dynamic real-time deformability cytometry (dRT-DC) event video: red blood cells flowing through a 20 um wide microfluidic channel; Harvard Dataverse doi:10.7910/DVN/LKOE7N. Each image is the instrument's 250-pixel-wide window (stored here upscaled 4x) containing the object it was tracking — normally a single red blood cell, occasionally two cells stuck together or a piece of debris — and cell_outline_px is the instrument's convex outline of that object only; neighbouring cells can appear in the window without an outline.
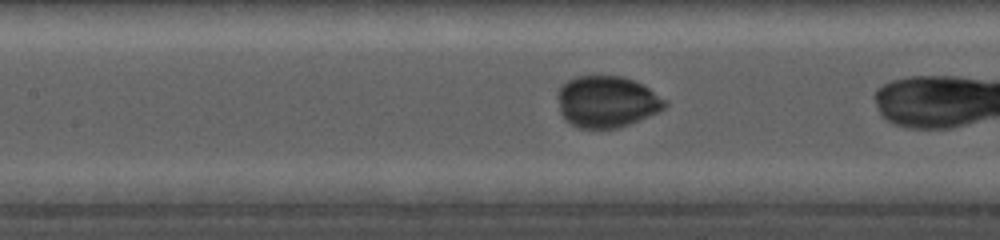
{"species": "common noctule bat (a hibernating species)", "species_latin": "Nyctalus noctula", "temperature_condition": "cold", "stored_images_in_passage": 22, "camera_frame_rate_fps": 5000, "um_per_image_px": 0.085, "animal": {"sex": "female", "body_mass_g": 19.0, "forearm_length_mm": 56.7}, "frame": {"image": 1, "passage_image": 7, "time_ms": 2.0, "image_size_px": [1000, 240], "cell_outline_px": [[668, 104], [664, 108], [656, 112], [628, 124], [616, 128], [580, 128], [564, 120], [560, 112], [556, 96], [560, 84], [576, 76], [620, 76], [632, 80], [648, 88], [668, 100]], "centroid_in_image_um": [51.53, 8.63], "position_along_channel_um": 155.9, "area_um2": 32.14}}
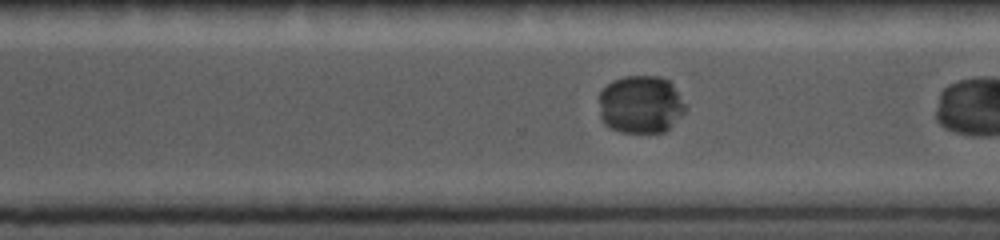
{"frame": {"image": 2, "passage_image": 17, "time_ms": 6.2, "image_size_px": [1000, 240], "cell_outline_px": [[688, 108], [664, 132], [620, 132], [608, 128], [604, 124], [600, 116], [600, 92], [612, 80], [624, 76], [660, 76], [668, 80], [672, 84], [688, 104]], "centroid_in_image_um": [54.47, 8.87], "position_along_channel_um": 316.1, "area_um2": 29.42}}
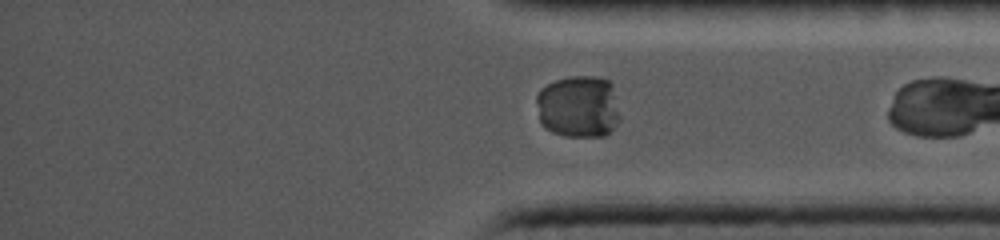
{"frame": {"image": 3, "passage_image": 22, "time_ms": 8.0, "image_size_px": [1000, 240], "cell_outline_px": [[620, 120], [604, 136], [564, 136], [552, 132], [540, 124], [536, 100], [536, 96], [540, 88], [556, 80], [572, 76], [596, 76], [608, 80], [612, 84], [620, 116]], "centroid_in_image_um": [49.15, 9.05], "position_along_channel_um": 386.0, "area_um2": 30.58}}